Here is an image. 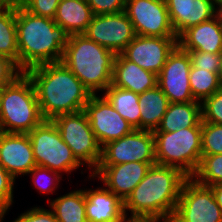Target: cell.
<instances>
[{"label": "cell", "instance_id": "cell-42", "mask_svg": "<svg viewBox=\"0 0 222 222\" xmlns=\"http://www.w3.org/2000/svg\"><path fill=\"white\" fill-rule=\"evenodd\" d=\"M215 16L218 18L219 23L222 25V2L216 3Z\"/></svg>", "mask_w": 222, "mask_h": 222}, {"label": "cell", "instance_id": "cell-16", "mask_svg": "<svg viewBox=\"0 0 222 222\" xmlns=\"http://www.w3.org/2000/svg\"><path fill=\"white\" fill-rule=\"evenodd\" d=\"M177 45L178 37L136 35L121 54L141 68L158 75Z\"/></svg>", "mask_w": 222, "mask_h": 222}, {"label": "cell", "instance_id": "cell-31", "mask_svg": "<svg viewBox=\"0 0 222 222\" xmlns=\"http://www.w3.org/2000/svg\"><path fill=\"white\" fill-rule=\"evenodd\" d=\"M202 155L222 154V125L202 122Z\"/></svg>", "mask_w": 222, "mask_h": 222}, {"label": "cell", "instance_id": "cell-13", "mask_svg": "<svg viewBox=\"0 0 222 222\" xmlns=\"http://www.w3.org/2000/svg\"><path fill=\"white\" fill-rule=\"evenodd\" d=\"M190 69L189 53L177 45L157 75V85L162 89L169 103L196 101L189 83Z\"/></svg>", "mask_w": 222, "mask_h": 222}, {"label": "cell", "instance_id": "cell-44", "mask_svg": "<svg viewBox=\"0 0 222 222\" xmlns=\"http://www.w3.org/2000/svg\"><path fill=\"white\" fill-rule=\"evenodd\" d=\"M219 81H220V85H221V88H222V64H221L220 72H219Z\"/></svg>", "mask_w": 222, "mask_h": 222}, {"label": "cell", "instance_id": "cell-28", "mask_svg": "<svg viewBox=\"0 0 222 222\" xmlns=\"http://www.w3.org/2000/svg\"><path fill=\"white\" fill-rule=\"evenodd\" d=\"M189 83L194 99L199 102L210 97L221 88L217 73L192 66L189 72Z\"/></svg>", "mask_w": 222, "mask_h": 222}, {"label": "cell", "instance_id": "cell-40", "mask_svg": "<svg viewBox=\"0 0 222 222\" xmlns=\"http://www.w3.org/2000/svg\"><path fill=\"white\" fill-rule=\"evenodd\" d=\"M209 187L212 189L215 200L222 210V182L215 183Z\"/></svg>", "mask_w": 222, "mask_h": 222}, {"label": "cell", "instance_id": "cell-24", "mask_svg": "<svg viewBox=\"0 0 222 222\" xmlns=\"http://www.w3.org/2000/svg\"><path fill=\"white\" fill-rule=\"evenodd\" d=\"M47 204L54 212L58 222H88L86 217V196L84 187L72 189L63 195L56 193Z\"/></svg>", "mask_w": 222, "mask_h": 222}, {"label": "cell", "instance_id": "cell-7", "mask_svg": "<svg viewBox=\"0 0 222 222\" xmlns=\"http://www.w3.org/2000/svg\"><path fill=\"white\" fill-rule=\"evenodd\" d=\"M33 147L37 166L58 172L72 183L69 178L78 169L81 175L92 174L75 158L71 148L62 140L60 131L52 120H44L28 133ZM72 173V174H71ZM67 174V175H65ZM65 175V176H64Z\"/></svg>", "mask_w": 222, "mask_h": 222}, {"label": "cell", "instance_id": "cell-9", "mask_svg": "<svg viewBox=\"0 0 222 222\" xmlns=\"http://www.w3.org/2000/svg\"><path fill=\"white\" fill-rule=\"evenodd\" d=\"M173 222H222V210L213 191L189 177L183 184Z\"/></svg>", "mask_w": 222, "mask_h": 222}, {"label": "cell", "instance_id": "cell-25", "mask_svg": "<svg viewBox=\"0 0 222 222\" xmlns=\"http://www.w3.org/2000/svg\"><path fill=\"white\" fill-rule=\"evenodd\" d=\"M140 130L155 131L167 111L169 100L157 85L139 94Z\"/></svg>", "mask_w": 222, "mask_h": 222}, {"label": "cell", "instance_id": "cell-5", "mask_svg": "<svg viewBox=\"0 0 222 222\" xmlns=\"http://www.w3.org/2000/svg\"><path fill=\"white\" fill-rule=\"evenodd\" d=\"M42 117L32 81L25 72L4 87L1 101L0 131L29 133Z\"/></svg>", "mask_w": 222, "mask_h": 222}, {"label": "cell", "instance_id": "cell-45", "mask_svg": "<svg viewBox=\"0 0 222 222\" xmlns=\"http://www.w3.org/2000/svg\"><path fill=\"white\" fill-rule=\"evenodd\" d=\"M116 222H128V216L125 215L123 218H121L120 220H117Z\"/></svg>", "mask_w": 222, "mask_h": 222}, {"label": "cell", "instance_id": "cell-18", "mask_svg": "<svg viewBox=\"0 0 222 222\" xmlns=\"http://www.w3.org/2000/svg\"><path fill=\"white\" fill-rule=\"evenodd\" d=\"M165 3L177 37L189 27L215 17L214 0H165Z\"/></svg>", "mask_w": 222, "mask_h": 222}, {"label": "cell", "instance_id": "cell-35", "mask_svg": "<svg viewBox=\"0 0 222 222\" xmlns=\"http://www.w3.org/2000/svg\"><path fill=\"white\" fill-rule=\"evenodd\" d=\"M46 207L35 205L24 209V212H21L11 222H58L53 210L47 204Z\"/></svg>", "mask_w": 222, "mask_h": 222}, {"label": "cell", "instance_id": "cell-30", "mask_svg": "<svg viewBox=\"0 0 222 222\" xmlns=\"http://www.w3.org/2000/svg\"><path fill=\"white\" fill-rule=\"evenodd\" d=\"M192 178L208 187L222 182V154L202 155L199 167Z\"/></svg>", "mask_w": 222, "mask_h": 222}, {"label": "cell", "instance_id": "cell-43", "mask_svg": "<svg viewBox=\"0 0 222 222\" xmlns=\"http://www.w3.org/2000/svg\"><path fill=\"white\" fill-rule=\"evenodd\" d=\"M4 87L5 86H0V115H1V101H2Z\"/></svg>", "mask_w": 222, "mask_h": 222}, {"label": "cell", "instance_id": "cell-32", "mask_svg": "<svg viewBox=\"0 0 222 222\" xmlns=\"http://www.w3.org/2000/svg\"><path fill=\"white\" fill-rule=\"evenodd\" d=\"M16 181L4 168L0 166V213L8 215L10 208L14 207L16 202L14 193Z\"/></svg>", "mask_w": 222, "mask_h": 222}, {"label": "cell", "instance_id": "cell-11", "mask_svg": "<svg viewBox=\"0 0 222 222\" xmlns=\"http://www.w3.org/2000/svg\"><path fill=\"white\" fill-rule=\"evenodd\" d=\"M124 12L133 24L136 35L177 37L165 0H126Z\"/></svg>", "mask_w": 222, "mask_h": 222}, {"label": "cell", "instance_id": "cell-12", "mask_svg": "<svg viewBox=\"0 0 222 222\" xmlns=\"http://www.w3.org/2000/svg\"><path fill=\"white\" fill-rule=\"evenodd\" d=\"M84 111L101 147L134 130L102 94H92Z\"/></svg>", "mask_w": 222, "mask_h": 222}, {"label": "cell", "instance_id": "cell-15", "mask_svg": "<svg viewBox=\"0 0 222 222\" xmlns=\"http://www.w3.org/2000/svg\"><path fill=\"white\" fill-rule=\"evenodd\" d=\"M154 164L156 163L130 162L117 165H98L92 175H87L83 182L89 181L90 183V180H97L124 202L146 176L151 165Z\"/></svg>", "mask_w": 222, "mask_h": 222}, {"label": "cell", "instance_id": "cell-2", "mask_svg": "<svg viewBox=\"0 0 222 222\" xmlns=\"http://www.w3.org/2000/svg\"><path fill=\"white\" fill-rule=\"evenodd\" d=\"M19 69L61 62L69 34L54 19L37 16L23 6L16 7Z\"/></svg>", "mask_w": 222, "mask_h": 222}, {"label": "cell", "instance_id": "cell-26", "mask_svg": "<svg viewBox=\"0 0 222 222\" xmlns=\"http://www.w3.org/2000/svg\"><path fill=\"white\" fill-rule=\"evenodd\" d=\"M102 95L133 129L140 130L139 94L111 84Z\"/></svg>", "mask_w": 222, "mask_h": 222}, {"label": "cell", "instance_id": "cell-21", "mask_svg": "<svg viewBox=\"0 0 222 222\" xmlns=\"http://www.w3.org/2000/svg\"><path fill=\"white\" fill-rule=\"evenodd\" d=\"M112 85L142 94L157 86V75L116 54L114 60Z\"/></svg>", "mask_w": 222, "mask_h": 222}, {"label": "cell", "instance_id": "cell-1", "mask_svg": "<svg viewBox=\"0 0 222 222\" xmlns=\"http://www.w3.org/2000/svg\"><path fill=\"white\" fill-rule=\"evenodd\" d=\"M25 73L33 83L45 120L84 110L92 95L62 62L37 65Z\"/></svg>", "mask_w": 222, "mask_h": 222}, {"label": "cell", "instance_id": "cell-4", "mask_svg": "<svg viewBox=\"0 0 222 222\" xmlns=\"http://www.w3.org/2000/svg\"><path fill=\"white\" fill-rule=\"evenodd\" d=\"M116 54L85 34L70 35L61 62L91 94H102L112 84Z\"/></svg>", "mask_w": 222, "mask_h": 222}, {"label": "cell", "instance_id": "cell-23", "mask_svg": "<svg viewBox=\"0 0 222 222\" xmlns=\"http://www.w3.org/2000/svg\"><path fill=\"white\" fill-rule=\"evenodd\" d=\"M201 121V102L169 103L160 125L153 132H175L181 128L195 127Z\"/></svg>", "mask_w": 222, "mask_h": 222}, {"label": "cell", "instance_id": "cell-27", "mask_svg": "<svg viewBox=\"0 0 222 222\" xmlns=\"http://www.w3.org/2000/svg\"><path fill=\"white\" fill-rule=\"evenodd\" d=\"M0 56L9 58L19 68L16 7L0 6Z\"/></svg>", "mask_w": 222, "mask_h": 222}, {"label": "cell", "instance_id": "cell-41", "mask_svg": "<svg viewBox=\"0 0 222 222\" xmlns=\"http://www.w3.org/2000/svg\"><path fill=\"white\" fill-rule=\"evenodd\" d=\"M25 0H0V6L20 7Z\"/></svg>", "mask_w": 222, "mask_h": 222}, {"label": "cell", "instance_id": "cell-46", "mask_svg": "<svg viewBox=\"0 0 222 222\" xmlns=\"http://www.w3.org/2000/svg\"><path fill=\"white\" fill-rule=\"evenodd\" d=\"M5 215H0V222H4L5 221Z\"/></svg>", "mask_w": 222, "mask_h": 222}, {"label": "cell", "instance_id": "cell-6", "mask_svg": "<svg viewBox=\"0 0 222 222\" xmlns=\"http://www.w3.org/2000/svg\"><path fill=\"white\" fill-rule=\"evenodd\" d=\"M156 164L175 167L192 177L202 158V121L175 132H153Z\"/></svg>", "mask_w": 222, "mask_h": 222}, {"label": "cell", "instance_id": "cell-37", "mask_svg": "<svg viewBox=\"0 0 222 222\" xmlns=\"http://www.w3.org/2000/svg\"><path fill=\"white\" fill-rule=\"evenodd\" d=\"M94 15L121 13L125 9L126 0H87Z\"/></svg>", "mask_w": 222, "mask_h": 222}, {"label": "cell", "instance_id": "cell-47", "mask_svg": "<svg viewBox=\"0 0 222 222\" xmlns=\"http://www.w3.org/2000/svg\"><path fill=\"white\" fill-rule=\"evenodd\" d=\"M219 2H222V0H215V3H219Z\"/></svg>", "mask_w": 222, "mask_h": 222}, {"label": "cell", "instance_id": "cell-34", "mask_svg": "<svg viewBox=\"0 0 222 222\" xmlns=\"http://www.w3.org/2000/svg\"><path fill=\"white\" fill-rule=\"evenodd\" d=\"M191 60V66L205 69L219 75L222 64V53H210L201 51H187Z\"/></svg>", "mask_w": 222, "mask_h": 222}, {"label": "cell", "instance_id": "cell-17", "mask_svg": "<svg viewBox=\"0 0 222 222\" xmlns=\"http://www.w3.org/2000/svg\"><path fill=\"white\" fill-rule=\"evenodd\" d=\"M0 166L15 180L25 177L36 166L28 133L0 131Z\"/></svg>", "mask_w": 222, "mask_h": 222}, {"label": "cell", "instance_id": "cell-19", "mask_svg": "<svg viewBox=\"0 0 222 222\" xmlns=\"http://www.w3.org/2000/svg\"><path fill=\"white\" fill-rule=\"evenodd\" d=\"M86 187L84 193L88 222H116L125 216L124 202L117 195L103 185Z\"/></svg>", "mask_w": 222, "mask_h": 222}, {"label": "cell", "instance_id": "cell-20", "mask_svg": "<svg viewBox=\"0 0 222 222\" xmlns=\"http://www.w3.org/2000/svg\"><path fill=\"white\" fill-rule=\"evenodd\" d=\"M178 45L184 51L222 53V25L215 16L191 26L178 37Z\"/></svg>", "mask_w": 222, "mask_h": 222}, {"label": "cell", "instance_id": "cell-3", "mask_svg": "<svg viewBox=\"0 0 222 222\" xmlns=\"http://www.w3.org/2000/svg\"><path fill=\"white\" fill-rule=\"evenodd\" d=\"M188 178L178 168L151 165L146 176L124 201L125 215L172 218L182 186Z\"/></svg>", "mask_w": 222, "mask_h": 222}, {"label": "cell", "instance_id": "cell-22", "mask_svg": "<svg viewBox=\"0 0 222 222\" xmlns=\"http://www.w3.org/2000/svg\"><path fill=\"white\" fill-rule=\"evenodd\" d=\"M93 16L87 0H61L54 21L69 35L84 34Z\"/></svg>", "mask_w": 222, "mask_h": 222}, {"label": "cell", "instance_id": "cell-33", "mask_svg": "<svg viewBox=\"0 0 222 222\" xmlns=\"http://www.w3.org/2000/svg\"><path fill=\"white\" fill-rule=\"evenodd\" d=\"M202 122L222 125V88L201 102Z\"/></svg>", "mask_w": 222, "mask_h": 222}, {"label": "cell", "instance_id": "cell-14", "mask_svg": "<svg viewBox=\"0 0 222 222\" xmlns=\"http://www.w3.org/2000/svg\"><path fill=\"white\" fill-rule=\"evenodd\" d=\"M84 34L115 54H121L136 36L133 24L124 11L94 15Z\"/></svg>", "mask_w": 222, "mask_h": 222}, {"label": "cell", "instance_id": "cell-38", "mask_svg": "<svg viewBox=\"0 0 222 222\" xmlns=\"http://www.w3.org/2000/svg\"><path fill=\"white\" fill-rule=\"evenodd\" d=\"M22 71L9 58L0 56V86L10 84Z\"/></svg>", "mask_w": 222, "mask_h": 222}, {"label": "cell", "instance_id": "cell-29", "mask_svg": "<svg viewBox=\"0 0 222 222\" xmlns=\"http://www.w3.org/2000/svg\"><path fill=\"white\" fill-rule=\"evenodd\" d=\"M26 176H30L29 179H31L32 188L35 189L38 194L41 196L46 195L44 197L47 198V204L52 200L51 197L56 195L54 193L58 192L59 188L61 189L62 181H64L63 176L58 172L37 165ZM49 194L51 195L50 197Z\"/></svg>", "mask_w": 222, "mask_h": 222}, {"label": "cell", "instance_id": "cell-8", "mask_svg": "<svg viewBox=\"0 0 222 222\" xmlns=\"http://www.w3.org/2000/svg\"><path fill=\"white\" fill-rule=\"evenodd\" d=\"M52 121L75 158L92 174L101 159V146L90 127L85 111L61 114Z\"/></svg>", "mask_w": 222, "mask_h": 222}, {"label": "cell", "instance_id": "cell-39", "mask_svg": "<svg viewBox=\"0 0 222 222\" xmlns=\"http://www.w3.org/2000/svg\"><path fill=\"white\" fill-rule=\"evenodd\" d=\"M128 222H173L172 218L163 217H128Z\"/></svg>", "mask_w": 222, "mask_h": 222}, {"label": "cell", "instance_id": "cell-36", "mask_svg": "<svg viewBox=\"0 0 222 222\" xmlns=\"http://www.w3.org/2000/svg\"><path fill=\"white\" fill-rule=\"evenodd\" d=\"M61 0H25L23 7L30 13L54 19Z\"/></svg>", "mask_w": 222, "mask_h": 222}, {"label": "cell", "instance_id": "cell-10", "mask_svg": "<svg viewBox=\"0 0 222 222\" xmlns=\"http://www.w3.org/2000/svg\"><path fill=\"white\" fill-rule=\"evenodd\" d=\"M130 162L156 163L153 131L134 129L130 134L101 147V159L98 165Z\"/></svg>", "mask_w": 222, "mask_h": 222}]
</instances>
